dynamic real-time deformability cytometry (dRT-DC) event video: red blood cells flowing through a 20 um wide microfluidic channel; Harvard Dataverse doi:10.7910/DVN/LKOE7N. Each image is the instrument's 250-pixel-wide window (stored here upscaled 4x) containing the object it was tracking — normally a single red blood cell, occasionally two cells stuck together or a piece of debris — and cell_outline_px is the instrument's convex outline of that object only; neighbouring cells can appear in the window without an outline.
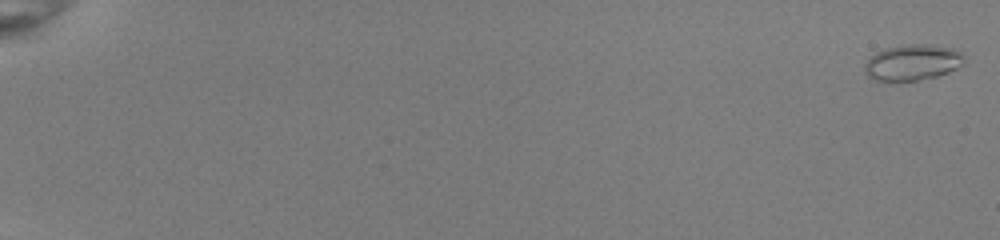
{"species": "common noctule bat (a hibernating species)", "species_latin": "Nyctalus noctula", "temperature_condition": "room temperature", "stored_images_in_passage": 54, "camera_frame_rate_fps": 3000, "um_per_image_px": 0.085, "animal": {"sex": "female", "body_mass_g": 22.0, "forearm_length_mm": 56.7}, "frame": {"image": 1, "passage_image": 1, "time_ms": 0.0, "image_size_px": [1000, 240], "cell_outline_px": [[964, 64], [948, 72], [936, 76], [916, 80], [872, 80], [864, 72], [864, 64], [876, 52], [884, 48], [904, 44], [924, 44], [952, 48], [964, 52]], "centroid_in_image_um": [77.57, 5.29], "position_along_channel_um": 7.4, "area_um2": 20.81}}
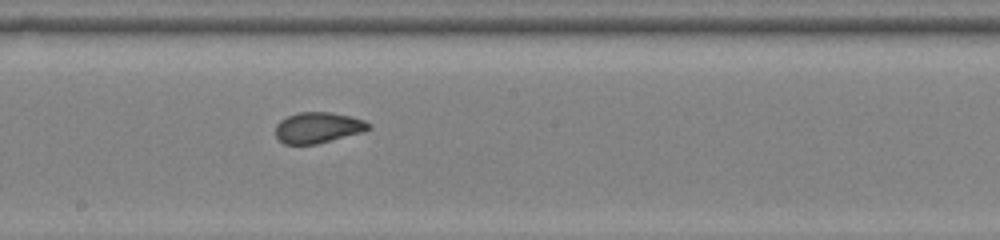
{"frame": {"image": 2, "passage_image": 33, "time_ms": 10.667, "image_size_px": [1000, 240], "cell_outline_px": [[372, 128], [360, 132], [316, 144], [284, 144], [276, 136], [276, 124], [280, 120], [288, 116], [300, 112], [332, 112], [352, 116], [364, 120], [372, 124]], "centroid_in_image_um": [27.04, 10.83], "position_along_channel_um": 221.2, "area_um2": 16.65}}
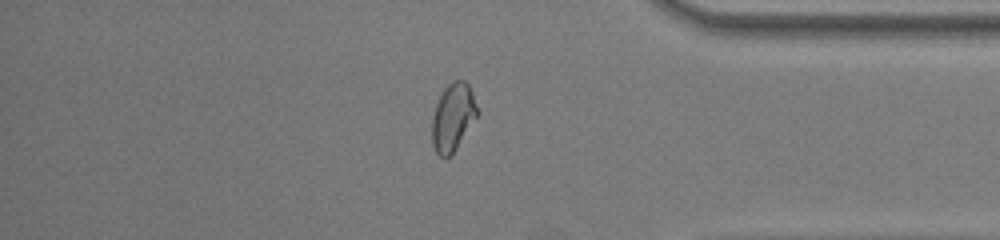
{"frame": {"image": 3, "passage_image": 47, "time_ms": 15.333, "image_size_px": [1000, 240], "cell_outline_px": [[480, 112], [456, 148], [448, 156], [440, 156], [436, 152], [432, 144], [432, 116], [436, 104], [444, 88], [448, 84], [456, 80], [464, 80], [468, 84], [472, 92]], "centroid_in_image_um": [38.51, 9.93], "position_along_channel_um": 396.7, "area_um2": 17.69}, "authors_computed_cell_mechanics": {"area_um2": 18.2648, "velocity_mm_per_s": 4.0162, "shape_relaxation_time_tau1_ms": null, "shape_relaxation_time_tau2_ms": 0.5328, "deformation_change_tau1": null, "deformation_change_tau2": 0.057}}